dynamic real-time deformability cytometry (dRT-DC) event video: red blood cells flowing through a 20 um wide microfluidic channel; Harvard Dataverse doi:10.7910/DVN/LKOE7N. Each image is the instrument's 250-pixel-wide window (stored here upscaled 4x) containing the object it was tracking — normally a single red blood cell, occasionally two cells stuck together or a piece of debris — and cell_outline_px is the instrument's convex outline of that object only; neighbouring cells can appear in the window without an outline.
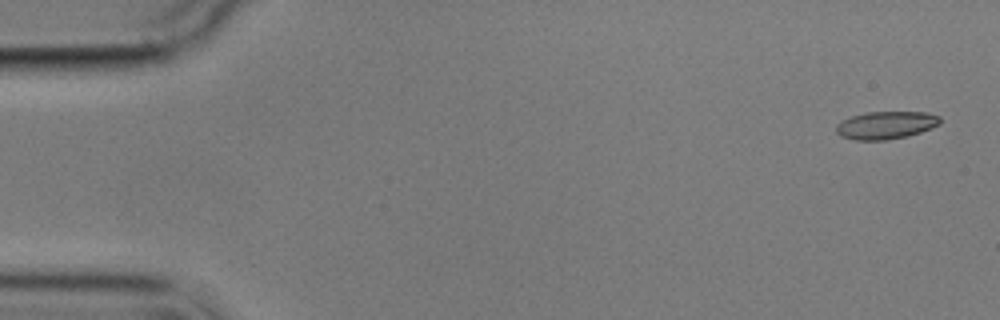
{"species": "common noctule bat (a hibernating species)", "species_latin": "Nyctalus noctula", "temperature_condition": "cold", "stored_images_in_passage": 4, "camera_frame_rate_fps": 3000, "um_per_image_px": 0.085, "animal": {"sex": "male", "body_mass_g": 17.9}, "frame": {"image": 1, "passage_image": 1, "time_ms": 0.0, "image_size_px": [1000, 320], "cell_outline_px": [[940, 124], [920, 132], [908, 136], [884, 140], [856, 140], [840, 136], [836, 132], [836, 124], [840, 120], [852, 116], [868, 112], [924, 112], [940, 116]], "centroid_in_image_um": [75.27, 10.64], "position_along_channel_um": 9.7, "area_um2": 16.76}}
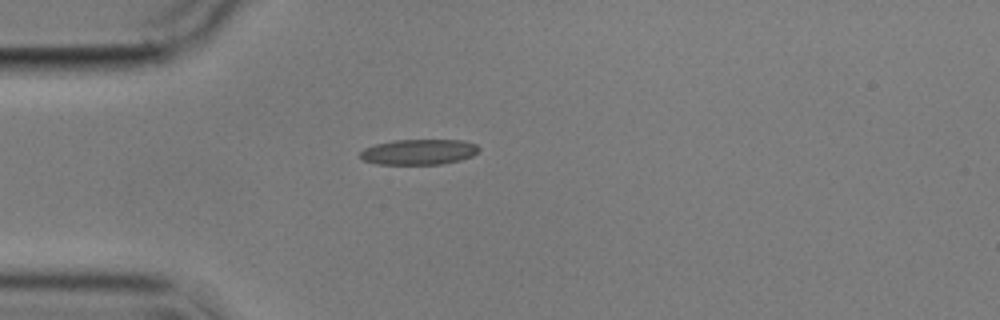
{"frame": {"image": 2, "passage_image": 4, "time_ms": 4.333, "image_size_px": [1000, 320], "cell_outline_px": [[480, 148], [472, 156], [460, 160], [440, 164], [376, 164], [364, 160], [360, 156], [360, 152], [364, 148], [376, 144], [392, 140], [460, 140], [476, 144]], "centroid_in_image_um": [35.59, 12.91], "position_along_channel_um": 49.4, "area_um2": 17.51}}